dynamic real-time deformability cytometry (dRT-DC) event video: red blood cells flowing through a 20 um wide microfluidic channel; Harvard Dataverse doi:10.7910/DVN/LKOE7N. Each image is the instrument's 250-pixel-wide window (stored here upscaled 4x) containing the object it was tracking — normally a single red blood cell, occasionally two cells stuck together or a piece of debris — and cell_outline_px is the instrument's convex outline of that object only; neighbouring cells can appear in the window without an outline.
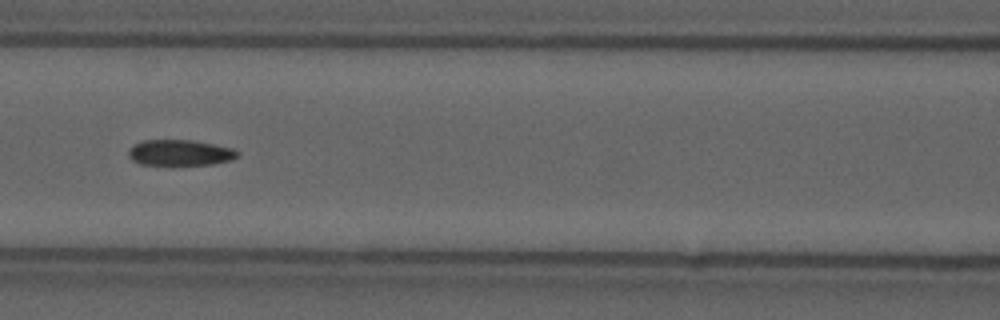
{"species": "common noctule bat (a hibernating species)", "species_latin": "Nyctalus noctula", "temperature_condition": "cold", "stored_images_in_passage": 9, "camera_frame_rate_fps": 3000, "um_per_image_px": 0.085, "animal": {"sex": "male", "forearm_length_mm": 52.5}, "frame": {"image": 1, "passage_image": 6, "time_ms": 1.667, "image_size_px": [1000, 320], "cell_outline_px": [[240, 156], [232, 160], [212, 164], [140, 164], [132, 160], [128, 156], [128, 148], [144, 140], [192, 140], [232, 148], [240, 152]], "centroid_in_image_um": [15.32, 12.97], "position_along_channel_um": 151.3, "area_um2": 16.3}}